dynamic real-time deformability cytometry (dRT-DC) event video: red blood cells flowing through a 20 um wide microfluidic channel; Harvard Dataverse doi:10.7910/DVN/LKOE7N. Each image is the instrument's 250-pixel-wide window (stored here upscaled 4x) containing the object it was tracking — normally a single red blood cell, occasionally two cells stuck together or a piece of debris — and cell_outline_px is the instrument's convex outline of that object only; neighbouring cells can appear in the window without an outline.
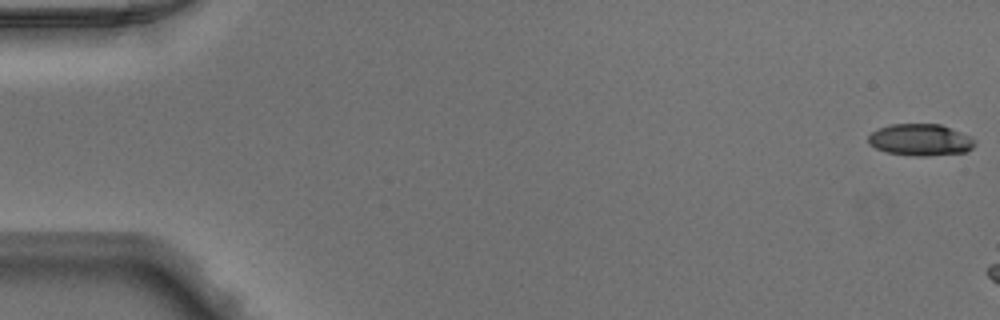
{"species": "Egyptian fruit bat (a non-hibernating species)", "species_latin": "Rousettus aegyptiacus", "temperature_condition": "warm", "stored_images_in_passage": 6, "camera_frame_rate_fps": 3000, "um_per_image_px": 0.085, "animal": {"sex": "male"}, "frame": {"image": 1, "passage_image": 1, "time_ms": 0.0, "image_size_px": [1000, 320], "cell_outline_px": [[976, 144], [972, 148], [964, 152], [928, 156], [916, 156], [888, 152], [876, 148], [868, 144], [868, 136], [872, 132], [880, 128], [892, 124], [940, 124], [972, 136], [976, 140]], "centroid_in_image_um": [78.26, 11.88], "position_along_channel_um": 6.7, "area_um2": 19.71}}